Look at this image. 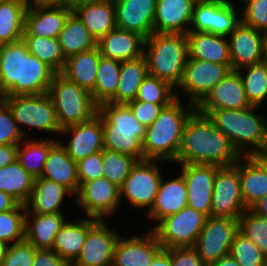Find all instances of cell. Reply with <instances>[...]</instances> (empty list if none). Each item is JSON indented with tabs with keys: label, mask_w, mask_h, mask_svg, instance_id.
I'll return each mask as SVG.
<instances>
[{
	"label": "cell",
	"mask_w": 267,
	"mask_h": 266,
	"mask_svg": "<svg viewBox=\"0 0 267 266\" xmlns=\"http://www.w3.org/2000/svg\"><path fill=\"white\" fill-rule=\"evenodd\" d=\"M66 193H71L63 185L45 178H35L34 186L31 190L25 208L32 206V213L35 214H55L60 212V204L62 203Z\"/></svg>",
	"instance_id": "obj_35"
},
{
	"label": "cell",
	"mask_w": 267,
	"mask_h": 266,
	"mask_svg": "<svg viewBox=\"0 0 267 266\" xmlns=\"http://www.w3.org/2000/svg\"><path fill=\"white\" fill-rule=\"evenodd\" d=\"M32 266H71L51 249H37Z\"/></svg>",
	"instance_id": "obj_55"
},
{
	"label": "cell",
	"mask_w": 267,
	"mask_h": 266,
	"mask_svg": "<svg viewBox=\"0 0 267 266\" xmlns=\"http://www.w3.org/2000/svg\"><path fill=\"white\" fill-rule=\"evenodd\" d=\"M30 220L26 212L25 218V240L30 242L36 249H51L56 234L65 224L61 213L55 214H35ZM30 221H33L30 222Z\"/></svg>",
	"instance_id": "obj_34"
},
{
	"label": "cell",
	"mask_w": 267,
	"mask_h": 266,
	"mask_svg": "<svg viewBox=\"0 0 267 266\" xmlns=\"http://www.w3.org/2000/svg\"><path fill=\"white\" fill-rule=\"evenodd\" d=\"M22 39L0 45V98L17 95L21 83Z\"/></svg>",
	"instance_id": "obj_31"
},
{
	"label": "cell",
	"mask_w": 267,
	"mask_h": 266,
	"mask_svg": "<svg viewBox=\"0 0 267 266\" xmlns=\"http://www.w3.org/2000/svg\"><path fill=\"white\" fill-rule=\"evenodd\" d=\"M230 71H232L231 63L188 58L178 86L190 94L189 106L196 107Z\"/></svg>",
	"instance_id": "obj_11"
},
{
	"label": "cell",
	"mask_w": 267,
	"mask_h": 266,
	"mask_svg": "<svg viewBox=\"0 0 267 266\" xmlns=\"http://www.w3.org/2000/svg\"><path fill=\"white\" fill-rule=\"evenodd\" d=\"M138 160L132 156L104 149L102 151L103 177L121 187Z\"/></svg>",
	"instance_id": "obj_43"
},
{
	"label": "cell",
	"mask_w": 267,
	"mask_h": 266,
	"mask_svg": "<svg viewBox=\"0 0 267 266\" xmlns=\"http://www.w3.org/2000/svg\"><path fill=\"white\" fill-rule=\"evenodd\" d=\"M133 115L139 123L146 128L149 127L153 121L159 116L160 111L167 105H158L150 102L134 100L127 103Z\"/></svg>",
	"instance_id": "obj_53"
},
{
	"label": "cell",
	"mask_w": 267,
	"mask_h": 266,
	"mask_svg": "<svg viewBox=\"0 0 267 266\" xmlns=\"http://www.w3.org/2000/svg\"><path fill=\"white\" fill-rule=\"evenodd\" d=\"M194 4L192 0H157L154 32L186 35L190 29L185 25L191 23Z\"/></svg>",
	"instance_id": "obj_22"
},
{
	"label": "cell",
	"mask_w": 267,
	"mask_h": 266,
	"mask_svg": "<svg viewBox=\"0 0 267 266\" xmlns=\"http://www.w3.org/2000/svg\"><path fill=\"white\" fill-rule=\"evenodd\" d=\"M121 62L101 56L95 87L91 91L94 102L100 106L109 102L116 94L120 77Z\"/></svg>",
	"instance_id": "obj_40"
},
{
	"label": "cell",
	"mask_w": 267,
	"mask_h": 266,
	"mask_svg": "<svg viewBox=\"0 0 267 266\" xmlns=\"http://www.w3.org/2000/svg\"><path fill=\"white\" fill-rule=\"evenodd\" d=\"M161 180L155 161L154 163L153 160L138 161L120 187V196L127 198L134 207H150L151 210Z\"/></svg>",
	"instance_id": "obj_12"
},
{
	"label": "cell",
	"mask_w": 267,
	"mask_h": 266,
	"mask_svg": "<svg viewBox=\"0 0 267 266\" xmlns=\"http://www.w3.org/2000/svg\"><path fill=\"white\" fill-rule=\"evenodd\" d=\"M37 249L25 239L7 248L1 266H32Z\"/></svg>",
	"instance_id": "obj_50"
},
{
	"label": "cell",
	"mask_w": 267,
	"mask_h": 266,
	"mask_svg": "<svg viewBox=\"0 0 267 266\" xmlns=\"http://www.w3.org/2000/svg\"><path fill=\"white\" fill-rule=\"evenodd\" d=\"M48 94L54 103L61 129L80 124L97 115L99 106L91 92L79 87L62 73H55Z\"/></svg>",
	"instance_id": "obj_6"
},
{
	"label": "cell",
	"mask_w": 267,
	"mask_h": 266,
	"mask_svg": "<svg viewBox=\"0 0 267 266\" xmlns=\"http://www.w3.org/2000/svg\"><path fill=\"white\" fill-rule=\"evenodd\" d=\"M33 6L28 5V8L35 7H61L73 8L74 0H33Z\"/></svg>",
	"instance_id": "obj_57"
},
{
	"label": "cell",
	"mask_w": 267,
	"mask_h": 266,
	"mask_svg": "<svg viewBox=\"0 0 267 266\" xmlns=\"http://www.w3.org/2000/svg\"><path fill=\"white\" fill-rule=\"evenodd\" d=\"M117 0H74V4L83 3H115Z\"/></svg>",
	"instance_id": "obj_62"
},
{
	"label": "cell",
	"mask_w": 267,
	"mask_h": 266,
	"mask_svg": "<svg viewBox=\"0 0 267 266\" xmlns=\"http://www.w3.org/2000/svg\"><path fill=\"white\" fill-rule=\"evenodd\" d=\"M219 166L204 164H182V175L186 181L188 207L207 217L211 216L212 191Z\"/></svg>",
	"instance_id": "obj_15"
},
{
	"label": "cell",
	"mask_w": 267,
	"mask_h": 266,
	"mask_svg": "<svg viewBox=\"0 0 267 266\" xmlns=\"http://www.w3.org/2000/svg\"><path fill=\"white\" fill-rule=\"evenodd\" d=\"M149 266H172L171 263V248H162L153 258Z\"/></svg>",
	"instance_id": "obj_58"
},
{
	"label": "cell",
	"mask_w": 267,
	"mask_h": 266,
	"mask_svg": "<svg viewBox=\"0 0 267 266\" xmlns=\"http://www.w3.org/2000/svg\"><path fill=\"white\" fill-rule=\"evenodd\" d=\"M58 40L66 59L97 47L96 39L74 12L68 16L64 28L59 33Z\"/></svg>",
	"instance_id": "obj_37"
},
{
	"label": "cell",
	"mask_w": 267,
	"mask_h": 266,
	"mask_svg": "<svg viewBox=\"0 0 267 266\" xmlns=\"http://www.w3.org/2000/svg\"><path fill=\"white\" fill-rule=\"evenodd\" d=\"M28 0L0 4V45L23 39Z\"/></svg>",
	"instance_id": "obj_38"
},
{
	"label": "cell",
	"mask_w": 267,
	"mask_h": 266,
	"mask_svg": "<svg viewBox=\"0 0 267 266\" xmlns=\"http://www.w3.org/2000/svg\"><path fill=\"white\" fill-rule=\"evenodd\" d=\"M242 21L230 34L231 69L239 70L264 60L263 33Z\"/></svg>",
	"instance_id": "obj_18"
},
{
	"label": "cell",
	"mask_w": 267,
	"mask_h": 266,
	"mask_svg": "<svg viewBox=\"0 0 267 266\" xmlns=\"http://www.w3.org/2000/svg\"><path fill=\"white\" fill-rule=\"evenodd\" d=\"M102 151L96 152L77 162L79 186L85 182L103 177Z\"/></svg>",
	"instance_id": "obj_52"
},
{
	"label": "cell",
	"mask_w": 267,
	"mask_h": 266,
	"mask_svg": "<svg viewBox=\"0 0 267 266\" xmlns=\"http://www.w3.org/2000/svg\"><path fill=\"white\" fill-rule=\"evenodd\" d=\"M23 130L15 121L9 106L0 98V146L19 144L24 136Z\"/></svg>",
	"instance_id": "obj_49"
},
{
	"label": "cell",
	"mask_w": 267,
	"mask_h": 266,
	"mask_svg": "<svg viewBox=\"0 0 267 266\" xmlns=\"http://www.w3.org/2000/svg\"><path fill=\"white\" fill-rule=\"evenodd\" d=\"M240 266H267L261 250L239 231L235 234L229 253Z\"/></svg>",
	"instance_id": "obj_48"
},
{
	"label": "cell",
	"mask_w": 267,
	"mask_h": 266,
	"mask_svg": "<svg viewBox=\"0 0 267 266\" xmlns=\"http://www.w3.org/2000/svg\"><path fill=\"white\" fill-rule=\"evenodd\" d=\"M54 141L27 142L23 149L18 144L17 161L23 169L35 178L42 176L45 161Z\"/></svg>",
	"instance_id": "obj_42"
},
{
	"label": "cell",
	"mask_w": 267,
	"mask_h": 266,
	"mask_svg": "<svg viewBox=\"0 0 267 266\" xmlns=\"http://www.w3.org/2000/svg\"><path fill=\"white\" fill-rule=\"evenodd\" d=\"M188 206L186 181L182 174L164 183L161 180L153 207L149 210L150 218L160 221L164 217L178 213Z\"/></svg>",
	"instance_id": "obj_29"
},
{
	"label": "cell",
	"mask_w": 267,
	"mask_h": 266,
	"mask_svg": "<svg viewBox=\"0 0 267 266\" xmlns=\"http://www.w3.org/2000/svg\"><path fill=\"white\" fill-rule=\"evenodd\" d=\"M238 232V219L209 216L206 219L194 248L206 266L229 255L231 244Z\"/></svg>",
	"instance_id": "obj_9"
},
{
	"label": "cell",
	"mask_w": 267,
	"mask_h": 266,
	"mask_svg": "<svg viewBox=\"0 0 267 266\" xmlns=\"http://www.w3.org/2000/svg\"><path fill=\"white\" fill-rule=\"evenodd\" d=\"M72 12V8H28L25 16V32L23 36L58 38L68 16Z\"/></svg>",
	"instance_id": "obj_23"
},
{
	"label": "cell",
	"mask_w": 267,
	"mask_h": 266,
	"mask_svg": "<svg viewBox=\"0 0 267 266\" xmlns=\"http://www.w3.org/2000/svg\"><path fill=\"white\" fill-rule=\"evenodd\" d=\"M239 70L230 71L196 106V109H243L249 103Z\"/></svg>",
	"instance_id": "obj_19"
},
{
	"label": "cell",
	"mask_w": 267,
	"mask_h": 266,
	"mask_svg": "<svg viewBox=\"0 0 267 266\" xmlns=\"http://www.w3.org/2000/svg\"><path fill=\"white\" fill-rule=\"evenodd\" d=\"M19 202L10 194L0 190V212L13 210Z\"/></svg>",
	"instance_id": "obj_59"
},
{
	"label": "cell",
	"mask_w": 267,
	"mask_h": 266,
	"mask_svg": "<svg viewBox=\"0 0 267 266\" xmlns=\"http://www.w3.org/2000/svg\"><path fill=\"white\" fill-rule=\"evenodd\" d=\"M118 238L114 230H109L102 220H97L88 229L81 253L71 266H112Z\"/></svg>",
	"instance_id": "obj_16"
},
{
	"label": "cell",
	"mask_w": 267,
	"mask_h": 266,
	"mask_svg": "<svg viewBox=\"0 0 267 266\" xmlns=\"http://www.w3.org/2000/svg\"><path fill=\"white\" fill-rule=\"evenodd\" d=\"M238 231L249 238L267 258V218L246 209L238 219Z\"/></svg>",
	"instance_id": "obj_46"
},
{
	"label": "cell",
	"mask_w": 267,
	"mask_h": 266,
	"mask_svg": "<svg viewBox=\"0 0 267 266\" xmlns=\"http://www.w3.org/2000/svg\"><path fill=\"white\" fill-rule=\"evenodd\" d=\"M210 266H240V264H238V262L229 254L221 257L218 261Z\"/></svg>",
	"instance_id": "obj_61"
},
{
	"label": "cell",
	"mask_w": 267,
	"mask_h": 266,
	"mask_svg": "<svg viewBox=\"0 0 267 266\" xmlns=\"http://www.w3.org/2000/svg\"><path fill=\"white\" fill-rule=\"evenodd\" d=\"M207 216L185 207L161 219L152 231L165 249L194 247Z\"/></svg>",
	"instance_id": "obj_7"
},
{
	"label": "cell",
	"mask_w": 267,
	"mask_h": 266,
	"mask_svg": "<svg viewBox=\"0 0 267 266\" xmlns=\"http://www.w3.org/2000/svg\"><path fill=\"white\" fill-rule=\"evenodd\" d=\"M76 195L87 216L98 220L114 213L121 198L120 187L104 177L81 184Z\"/></svg>",
	"instance_id": "obj_14"
},
{
	"label": "cell",
	"mask_w": 267,
	"mask_h": 266,
	"mask_svg": "<svg viewBox=\"0 0 267 266\" xmlns=\"http://www.w3.org/2000/svg\"><path fill=\"white\" fill-rule=\"evenodd\" d=\"M157 0H117L116 28L135 32L147 39L154 32Z\"/></svg>",
	"instance_id": "obj_17"
},
{
	"label": "cell",
	"mask_w": 267,
	"mask_h": 266,
	"mask_svg": "<svg viewBox=\"0 0 267 266\" xmlns=\"http://www.w3.org/2000/svg\"><path fill=\"white\" fill-rule=\"evenodd\" d=\"M55 72L37 57L29 53L22 39L21 83H17V95H34L49 92Z\"/></svg>",
	"instance_id": "obj_25"
},
{
	"label": "cell",
	"mask_w": 267,
	"mask_h": 266,
	"mask_svg": "<svg viewBox=\"0 0 267 266\" xmlns=\"http://www.w3.org/2000/svg\"><path fill=\"white\" fill-rule=\"evenodd\" d=\"M162 248L152 230L147 233L146 239L137 236L127 240L118 238L112 266H149Z\"/></svg>",
	"instance_id": "obj_21"
},
{
	"label": "cell",
	"mask_w": 267,
	"mask_h": 266,
	"mask_svg": "<svg viewBox=\"0 0 267 266\" xmlns=\"http://www.w3.org/2000/svg\"><path fill=\"white\" fill-rule=\"evenodd\" d=\"M26 208L24 204H18L13 210L0 212V240L9 243L23 241L25 239ZM20 211L25 213L21 214Z\"/></svg>",
	"instance_id": "obj_47"
},
{
	"label": "cell",
	"mask_w": 267,
	"mask_h": 266,
	"mask_svg": "<svg viewBox=\"0 0 267 266\" xmlns=\"http://www.w3.org/2000/svg\"><path fill=\"white\" fill-rule=\"evenodd\" d=\"M18 144L0 146V168L17 160Z\"/></svg>",
	"instance_id": "obj_56"
},
{
	"label": "cell",
	"mask_w": 267,
	"mask_h": 266,
	"mask_svg": "<svg viewBox=\"0 0 267 266\" xmlns=\"http://www.w3.org/2000/svg\"><path fill=\"white\" fill-rule=\"evenodd\" d=\"M234 6L227 0H208L194 4L191 23L195 32H209L226 37L241 22Z\"/></svg>",
	"instance_id": "obj_13"
},
{
	"label": "cell",
	"mask_w": 267,
	"mask_h": 266,
	"mask_svg": "<svg viewBox=\"0 0 267 266\" xmlns=\"http://www.w3.org/2000/svg\"><path fill=\"white\" fill-rule=\"evenodd\" d=\"M35 177L21 167L19 162L0 168V190L10 194L20 204H25L34 186Z\"/></svg>",
	"instance_id": "obj_39"
},
{
	"label": "cell",
	"mask_w": 267,
	"mask_h": 266,
	"mask_svg": "<svg viewBox=\"0 0 267 266\" xmlns=\"http://www.w3.org/2000/svg\"><path fill=\"white\" fill-rule=\"evenodd\" d=\"M247 70V75L242 76L244 90L249 103L252 106H259L267 96V62L265 60L246 66L241 69Z\"/></svg>",
	"instance_id": "obj_44"
},
{
	"label": "cell",
	"mask_w": 267,
	"mask_h": 266,
	"mask_svg": "<svg viewBox=\"0 0 267 266\" xmlns=\"http://www.w3.org/2000/svg\"><path fill=\"white\" fill-rule=\"evenodd\" d=\"M267 165V153L258 156Z\"/></svg>",
	"instance_id": "obj_65"
},
{
	"label": "cell",
	"mask_w": 267,
	"mask_h": 266,
	"mask_svg": "<svg viewBox=\"0 0 267 266\" xmlns=\"http://www.w3.org/2000/svg\"><path fill=\"white\" fill-rule=\"evenodd\" d=\"M148 74L145 56L121 62L120 77L115 96L109 101L127 104L136 99L138 88Z\"/></svg>",
	"instance_id": "obj_36"
},
{
	"label": "cell",
	"mask_w": 267,
	"mask_h": 266,
	"mask_svg": "<svg viewBox=\"0 0 267 266\" xmlns=\"http://www.w3.org/2000/svg\"><path fill=\"white\" fill-rule=\"evenodd\" d=\"M148 74L178 86L189 57L185 34L155 33L145 39Z\"/></svg>",
	"instance_id": "obj_5"
},
{
	"label": "cell",
	"mask_w": 267,
	"mask_h": 266,
	"mask_svg": "<svg viewBox=\"0 0 267 266\" xmlns=\"http://www.w3.org/2000/svg\"><path fill=\"white\" fill-rule=\"evenodd\" d=\"M172 266H206L194 247L171 248Z\"/></svg>",
	"instance_id": "obj_54"
},
{
	"label": "cell",
	"mask_w": 267,
	"mask_h": 266,
	"mask_svg": "<svg viewBox=\"0 0 267 266\" xmlns=\"http://www.w3.org/2000/svg\"><path fill=\"white\" fill-rule=\"evenodd\" d=\"M195 110L196 107L185 112L178 98L163 107L159 116L146 128L143 141L144 160L176 161L184 125Z\"/></svg>",
	"instance_id": "obj_4"
},
{
	"label": "cell",
	"mask_w": 267,
	"mask_h": 266,
	"mask_svg": "<svg viewBox=\"0 0 267 266\" xmlns=\"http://www.w3.org/2000/svg\"><path fill=\"white\" fill-rule=\"evenodd\" d=\"M97 114L102 120L104 149L144 160L146 127L138 122L127 104L106 102L99 106Z\"/></svg>",
	"instance_id": "obj_3"
},
{
	"label": "cell",
	"mask_w": 267,
	"mask_h": 266,
	"mask_svg": "<svg viewBox=\"0 0 267 266\" xmlns=\"http://www.w3.org/2000/svg\"><path fill=\"white\" fill-rule=\"evenodd\" d=\"M29 53L48 65L55 73L64 69L66 58L63 55L58 38H43L39 36H23Z\"/></svg>",
	"instance_id": "obj_41"
},
{
	"label": "cell",
	"mask_w": 267,
	"mask_h": 266,
	"mask_svg": "<svg viewBox=\"0 0 267 266\" xmlns=\"http://www.w3.org/2000/svg\"><path fill=\"white\" fill-rule=\"evenodd\" d=\"M256 106L233 109H196L212 121L231 142L238 154L246 156H261L267 153V123L265 117L255 115ZM247 143L254 148L244 151ZM242 153V154H241Z\"/></svg>",
	"instance_id": "obj_2"
},
{
	"label": "cell",
	"mask_w": 267,
	"mask_h": 266,
	"mask_svg": "<svg viewBox=\"0 0 267 266\" xmlns=\"http://www.w3.org/2000/svg\"><path fill=\"white\" fill-rule=\"evenodd\" d=\"M264 56H267V31L263 32Z\"/></svg>",
	"instance_id": "obj_64"
},
{
	"label": "cell",
	"mask_w": 267,
	"mask_h": 266,
	"mask_svg": "<svg viewBox=\"0 0 267 266\" xmlns=\"http://www.w3.org/2000/svg\"><path fill=\"white\" fill-rule=\"evenodd\" d=\"M11 109L18 124L36 129L61 133L51 96L48 93L13 95L1 98Z\"/></svg>",
	"instance_id": "obj_8"
},
{
	"label": "cell",
	"mask_w": 267,
	"mask_h": 266,
	"mask_svg": "<svg viewBox=\"0 0 267 266\" xmlns=\"http://www.w3.org/2000/svg\"><path fill=\"white\" fill-rule=\"evenodd\" d=\"M240 157L207 115L195 110L186 120L176 162L222 167L234 165Z\"/></svg>",
	"instance_id": "obj_1"
},
{
	"label": "cell",
	"mask_w": 267,
	"mask_h": 266,
	"mask_svg": "<svg viewBox=\"0 0 267 266\" xmlns=\"http://www.w3.org/2000/svg\"><path fill=\"white\" fill-rule=\"evenodd\" d=\"M173 88L168 82L147 74L138 88L136 100L169 105L177 98L171 94Z\"/></svg>",
	"instance_id": "obj_45"
},
{
	"label": "cell",
	"mask_w": 267,
	"mask_h": 266,
	"mask_svg": "<svg viewBox=\"0 0 267 266\" xmlns=\"http://www.w3.org/2000/svg\"><path fill=\"white\" fill-rule=\"evenodd\" d=\"M188 58L216 63H231L229 42L225 37L209 32L189 31L187 34Z\"/></svg>",
	"instance_id": "obj_28"
},
{
	"label": "cell",
	"mask_w": 267,
	"mask_h": 266,
	"mask_svg": "<svg viewBox=\"0 0 267 266\" xmlns=\"http://www.w3.org/2000/svg\"><path fill=\"white\" fill-rule=\"evenodd\" d=\"M249 210L260 217L267 218V196L255 202Z\"/></svg>",
	"instance_id": "obj_60"
},
{
	"label": "cell",
	"mask_w": 267,
	"mask_h": 266,
	"mask_svg": "<svg viewBox=\"0 0 267 266\" xmlns=\"http://www.w3.org/2000/svg\"><path fill=\"white\" fill-rule=\"evenodd\" d=\"M246 163L238 160L241 194L249 209L255 202L267 196V165L258 156H246ZM240 163V164H239Z\"/></svg>",
	"instance_id": "obj_27"
},
{
	"label": "cell",
	"mask_w": 267,
	"mask_h": 266,
	"mask_svg": "<svg viewBox=\"0 0 267 266\" xmlns=\"http://www.w3.org/2000/svg\"><path fill=\"white\" fill-rule=\"evenodd\" d=\"M41 178L63 185L71 193H78L77 163L67 154L62 141L51 146Z\"/></svg>",
	"instance_id": "obj_26"
},
{
	"label": "cell",
	"mask_w": 267,
	"mask_h": 266,
	"mask_svg": "<svg viewBox=\"0 0 267 266\" xmlns=\"http://www.w3.org/2000/svg\"><path fill=\"white\" fill-rule=\"evenodd\" d=\"M246 209L241 194L238 161L231 166L219 167L212 191L211 216L239 219Z\"/></svg>",
	"instance_id": "obj_10"
},
{
	"label": "cell",
	"mask_w": 267,
	"mask_h": 266,
	"mask_svg": "<svg viewBox=\"0 0 267 266\" xmlns=\"http://www.w3.org/2000/svg\"><path fill=\"white\" fill-rule=\"evenodd\" d=\"M97 220L91 217L77 224L65 223L56 234L51 250L71 265L81 253L88 229Z\"/></svg>",
	"instance_id": "obj_33"
},
{
	"label": "cell",
	"mask_w": 267,
	"mask_h": 266,
	"mask_svg": "<svg viewBox=\"0 0 267 266\" xmlns=\"http://www.w3.org/2000/svg\"><path fill=\"white\" fill-rule=\"evenodd\" d=\"M100 58L101 54L98 47L72 55L66 59L61 73L79 87L91 92L95 87Z\"/></svg>",
	"instance_id": "obj_32"
},
{
	"label": "cell",
	"mask_w": 267,
	"mask_h": 266,
	"mask_svg": "<svg viewBox=\"0 0 267 266\" xmlns=\"http://www.w3.org/2000/svg\"><path fill=\"white\" fill-rule=\"evenodd\" d=\"M145 38L135 32L115 28L97 41L103 57L120 62L144 55Z\"/></svg>",
	"instance_id": "obj_24"
},
{
	"label": "cell",
	"mask_w": 267,
	"mask_h": 266,
	"mask_svg": "<svg viewBox=\"0 0 267 266\" xmlns=\"http://www.w3.org/2000/svg\"><path fill=\"white\" fill-rule=\"evenodd\" d=\"M72 9L96 41L116 28L114 3L73 4Z\"/></svg>",
	"instance_id": "obj_30"
},
{
	"label": "cell",
	"mask_w": 267,
	"mask_h": 266,
	"mask_svg": "<svg viewBox=\"0 0 267 266\" xmlns=\"http://www.w3.org/2000/svg\"><path fill=\"white\" fill-rule=\"evenodd\" d=\"M192 1H194L195 3H197V2L208 1V0H192Z\"/></svg>",
	"instance_id": "obj_67"
},
{
	"label": "cell",
	"mask_w": 267,
	"mask_h": 266,
	"mask_svg": "<svg viewBox=\"0 0 267 266\" xmlns=\"http://www.w3.org/2000/svg\"><path fill=\"white\" fill-rule=\"evenodd\" d=\"M70 131L73 138L65 149L76 163L91 154L104 150L102 120L98 114L89 121L62 129L61 133Z\"/></svg>",
	"instance_id": "obj_20"
},
{
	"label": "cell",
	"mask_w": 267,
	"mask_h": 266,
	"mask_svg": "<svg viewBox=\"0 0 267 266\" xmlns=\"http://www.w3.org/2000/svg\"><path fill=\"white\" fill-rule=\"evenodd\" d=\"M246 10L241 21L259 31H267V0H244Z\"/></svg>",
	"instance_id": "obj_51"
},
{
	"label": "cell",
	"mask_w": 267,
	"mask_h": 266,
	"mask_svg": "<svg viewBox=\"0 0 267 266\" xmlns=\"http://www.w3.org/2000/svg\"><path fill=\"white\" fill-rule=\"evenodd\" d=\"M10 1H13V0H0V4L1 3H6V2H10Z\"/></svg>",
	"instance_id": "obj_66"
},
{
	"label": "cell",
	"mask_w": 267,
	"mask_h": 266,
	"mask_svg": "<svg viewBox=\"0 0 267 266\" xmlns=\"http://www.w3.org/2000/svg\"><path fill=\"white\" fill-rule=\"evenodd\" d=\"M7 248L8 244L0 240V266L2 264V261L5 259Z\"/></svg>",
	"instance_id": "obj_63"
}]
</instances>
